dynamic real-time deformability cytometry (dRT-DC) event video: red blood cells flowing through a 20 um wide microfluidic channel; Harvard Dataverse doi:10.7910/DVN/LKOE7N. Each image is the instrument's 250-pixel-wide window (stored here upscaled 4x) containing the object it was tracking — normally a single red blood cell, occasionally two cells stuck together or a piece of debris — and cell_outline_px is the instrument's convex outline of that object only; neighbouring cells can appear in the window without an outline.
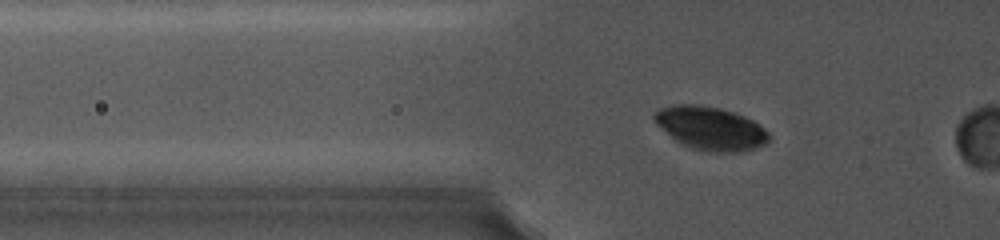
{"species": "common noctule bat (a hibernating species)", "species_latin": "Nyctalus noctula", "temperature_condition": "cold", "stored_images_in_passage": 11, "camera_frame_rate_fps": 5000, "um_per_image_px": 0.085, "animal": {"sex": "female", "body_mass_g": 19.0, "forearm_length_mm": 56.7}, "frame": {"image": 1, "passage_image": 10, "time_ms": 6.2, "image_size_px": [1000, 240], "cell_outline_px": [[768, 140], [764, 144], [740, 152], [708, 152], [692, 148], [676, 140], [656, 124], [652, 120], [652, 112], [660, 108], [672, 104], [700, 104], [720, 108], [744, 116], [752, 120], [764, 128], [768, 132]], "centroid_in_image_um": [60.34, 10.88], "position_along_channel_um": 65.5, "area_um2": 28.84}}